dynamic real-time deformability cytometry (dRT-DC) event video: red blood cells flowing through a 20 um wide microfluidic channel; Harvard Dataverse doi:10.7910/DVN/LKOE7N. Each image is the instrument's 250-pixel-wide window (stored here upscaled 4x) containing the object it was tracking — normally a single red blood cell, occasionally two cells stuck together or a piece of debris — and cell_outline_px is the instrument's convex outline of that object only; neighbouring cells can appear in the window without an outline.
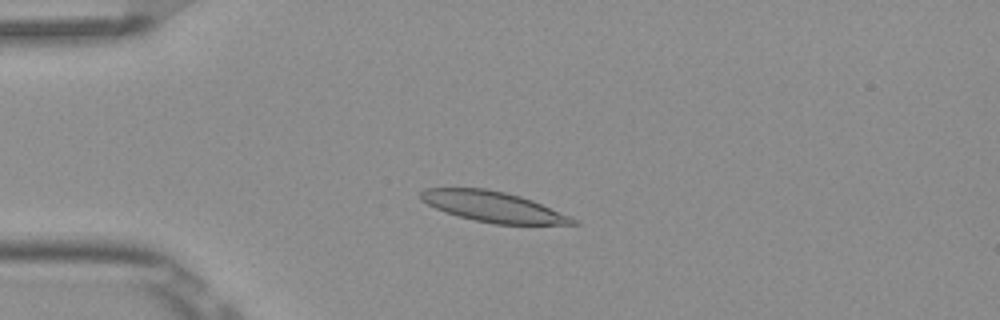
{"species": "Egyptian fruit bat (a non-hibernating species)", "species_latin": "Rousettus aegyptiacus", "temperature_condition": "room temperature", "stored_images_in_passage": 8, "camera_frame_rate_fps": 3000, "um_per_image_px": 0.085, "frame": {"image": 1, "passage_image": 4, "time_ms": 1.0, "image_size_px": [1000, 320], "cell_outline_px": [[580, 224], [496, 224], [472, 220], [436, 208], [420, 200], [420, 192], [424, 188], [484, 188], [504, 192], [520, 196], [532, 200], [580, 220]], "centroid_in_image_um": [41.94, 17.57], "position_along_channel_um": 43.1, "area_um2": 26.82}}
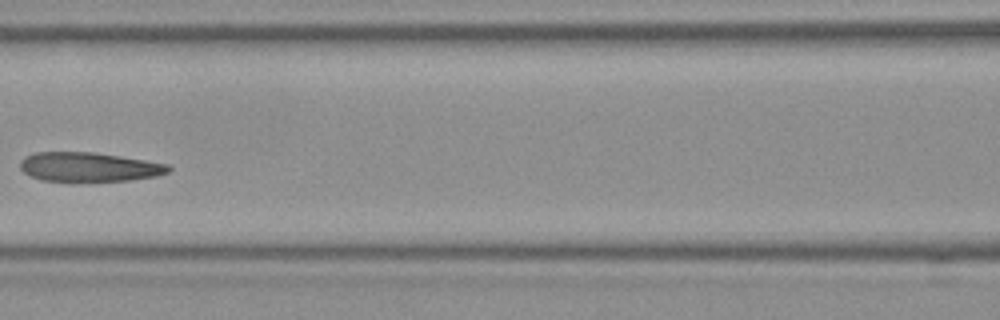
{"frame": {"image": 2, "passage_image": 7, "time_ms": 2.0, "image_size_px": [1000, 320], "cell_outline_px": [[172, 168], [168, 172], [156, 176], [128, 180], [72, 184], [44, 180], [32, 176], [24, 172], [20, 168], [20, 160], [24, 156], [36, 152], [96, 152], [168, 164]], "centroid_in_image_um": [7.53, 14.22], "position_along_channel_um": 159.1, "area_um2": 26.07}}
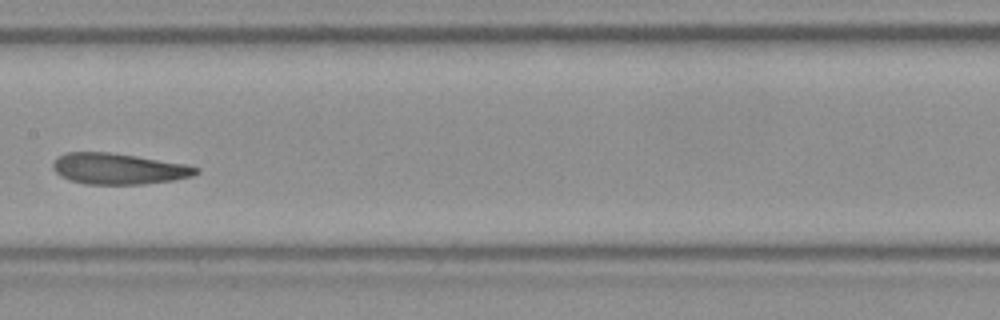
{"frame": {"image": 3, "passage_image": 8, "time_ms": 2.333, "image_size_px": [1000, 320], "cell_outline_px": [[200, 172], [192, 176], [172, 180], [144, 184], [84, 184], [60, 176], [52, 168], [52, 164], [56, 156], [64, 152], [108, 152], [136, 156], [184, 164], [200, 168]], "centroid_in_image_um": [10.04, 14.34], "position_along_channel_um": 197.4, "area_um2": 25.84}}